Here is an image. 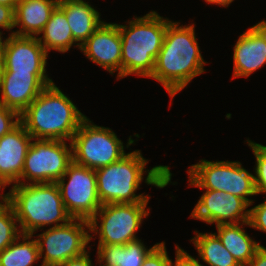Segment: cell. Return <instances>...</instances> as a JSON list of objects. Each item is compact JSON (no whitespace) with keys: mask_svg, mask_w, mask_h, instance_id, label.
Instances as JSON below:
<instances>
[{"mask_svg":"<svg viewBox=\"0 0 266 266\" xmlns=\"http://www.w3.org/2000/svg\"><path fill=\"white\" fill-rule=\"evenodd\" d=\"M149 160L142 156L141 150L124 155L119 161L95 170L97 194L102 205L111 203L149 202L150 195L136 194L143 182L157 188L172 183L169 166L158 165L145 169ZM147 171V172H146Z\"/></svg>","mask_w":266,"mask_h":266,"instance_id":"2","label":"cell"},{"mask_svg":"<svg viewBox=\"0 0 266 266\" xmlns=\"http://www.w3.org/2000/svg\"><path fill=\"white\" fill-rule=\"evenodd\" d=\"M175 251V260L174 266H204L200 263V259H196L193 256L189 255L187 251L181 249L178 245H176Z\"/></svg>","mask_w":266,"mask_h":266,"instance_id":"30","label":"cell"},{"mask_svg":"<svg viewBox=\"0 0 266 266\" xmlns=\"http://www.w3.org/2000/svg\"><path fill=\"white\" fill-rule=\"evenodd\" d=\"M246 142L252 149L256 160V166L254 168L256 192L257 194H266V146L249 139H247Z\"/></svg>","mask_w":266,"mask_h":266,"instance_id":"26","label":"cell"},{"mask_svg":"<svg viewBox=\"0 0 266 266\" xmlns=\"http://www.w3.org/2000/svg\"><path fill=\"white\" fill-rule=\"evenodd\" d=\"M0 188H6V187L0 182Z\"/></svg>","mask_w":266,"mask_h":266,"instance_id":"39","label":"cell"},{"mask_svg":"<svg viewBox=\"0 0 266 266\" xmlns=\"http://www.w3.org/2000/svg\"><path fill=\"white\" fill-rule=\"evenodd\" d=\"M171 21L156 11H150L144 16H134L133 20L126 21L128 25L118 24L122 45L121 78L133 74L151 77L167 25Z\"/></svg>","mask_w":266,"mask_h":266,"instance_id":"5","label":"cell"},{"mask_svg":"<svg viewBox=\"0 0 266 266\" xmlns=\"http://www.w3.org/2000/svg\"><path fill=\"white\" fill-rule=\"evenodd\" d=\"M5 188H0V191H4ZM0 209H2L7 204V193L0 194Z\"/></svg>","mask_w":266,"mask_h":266,"instance_id":"36","label":"cell"},{"mask_svg":"<svg viewBox=\"0 0 266 266\" xmlns=\"http://www.w3.org/2000/svg\"><path fill=\"white\" fill-rule=\"evenodd\" d=\"M7 203L14 210L21 234L34 235L43 227L65 225L73 219L56 182L14 184L7 193Z\"/></svg>","mask_w":266,"mask_h":266,"instance_id":"4","label":"cell"},{"mask_svg":"<svg viewBox=\"0 0 266 266\" xmlns=\"http://www.w3.org/2000/svg\"><path fill=\"white\" fill-rule=\"evenodd\" d=\"M90 224L84 219H72L67 224L51 227L36 235L42 266H59L80 256L90 247ZM89 244V245H88Z\"/></svg>","mask_w":266,"mask_h":266,"instance_id":"10","label":"cell"},{"mask_svg":"<svg viewBox=\"0 0 266 266\" xmlns=\"http://www.w3.org/2000/svg\"><path fill=\"white\" fill-rule=\"evenodd\" d=\"M57 5V0H20L14 10V28L20 29L13 34L38 37Z\"/></svg>","mask_w":266,"mask_h":266,"instance_id":"18","label":"cell"},{"mask_svg":"<svg viewBox=\"0 0 266 266\" xmlns=\"http://www.w3.org/2000/svg\"><path fill=\"white\" fill-rule=\"evenodd\" d=\"M233 77H249L266 65V21L241 34L233 48Z\"/></svg>","mask_w":266,"mask_h":266,"instance_id":"16","label":"cell"},{"mask_svg":"<svg viewBox=\"0 0 266 266\" xmlns=\"http://www.w3.org/2000/svg\"><path fill=\"white\" fill-rule=\"evenodd\" d=\"M59 266H94L90 259L89 250L84 254L71 258Z\"/></svg>","mask_w":266,"mask_h":266,"instance_id":"32","label":"cell"},{"mask_svg":"<svg viewBox=\"0 0 266 266\" xmlns=\"http://www.w3.org/2000/svg\"><path fill=\"white\" fill-rule=\"evenodd\" d=\"M249 209V225L250 227L262 232H266V199Z\"/></svg>","mask_w":266,"mask_h":266,"instance_id":"29","label":"cell"},{"mask_svg":"<svg viewBox=\"0 0 266 266\" xmlns=\"http://www.w3.org/2000/svg\"><path fill=\"white\" fill-rule=\"evenodd\" d=\"M0 28L6 29L13 35L12 29L14 28V9L0 4Z\"/></svg>","mask_w":266,"mask_h":266,"instance_id":"31","label":"cell"},{"mask_svg":"<svg viewBox=\"0 0 266 266\" xmlns=\"http://www.w3.org/2000/svg\"><path fill=\"white\" fill-rule=\"evenodd\" d=\"M189 187L222 190L241 197L250 206V196L257 195L254 174L248 172L239 161L200 160L187 170Z\"/></svg>","mask_w":266,"mask_h":266,"instance_id":"6","label":"cell"},{"mask_svg":"<svg viewBox=\"0 0 266 266\" xmlns=\"http://www.w3.org/2000/svg\"><path fill=\"white\" fill-rule=\"evenodd\" d=\"M171 21L167 25L162 48L155 59L151 79L159 82L173 97L206 70L195 35V24L179 25Z\"/></svg>","mask_w":266,"mask_h":266,"instance_id":"1","label":"cell"},{"mask_svg":"<svg viewBox=\"0 0 266 266\" xmlns=\"http://www.w3.org/2000/svg\"><path fill=\"white\" fill-rule=\"evenodd\" d=\"M250 205L241 197L220 190H207L194 206L190 217L206 224L248 222Z\"/></svg>","mask_w":266,"mask_h":266,"instance_id":"12","label":"cell"},{"mask_svg":"<svg viewBox=\"0 0 266 266\" xmlns=\"http://www.w3.org/2000/svg\"><path fill=\"white\" fill-rule=\"evenodd\" d=\"M21 235L13 208L7 203L0 209V251H3Z\"/></svg>","mask_w":266,"mask_h":266,"instance_id":"25","label":"cell"},{"mask_svg":"<svg viewBox=\"0 0 266 266\" xmlns=\"http://www.w3.org/2000/svg\"><path fill=\"white\" fill-rule=\"evenodd\" d=\"M32 140L21 123L0 138V182L5 187L20 184L26 154Z\"/></svg>","mask_w":266,"mask_h":266,"instance_id":"17","label":"cell"},{"mask_svg":"<svg viewBox=\"0 0 266 266\" xmlns=\"http://www.w3.org/2000/svg\"><path fill=\"white\" fill-rule=\"evenodd\" d=\"M20 0H0L1 5H6L15 10Z\"/></svg>","mask_w":266,"mask_h":266,"instance_id":"35","label":"cell"},{"mask_svg":"<svg viewBox=\"0 0 266 266\" xmlns=\"http://www.w3.org/2000/svg\"><path fill=\"white\" fill-rule=\"evenodd\" d=\"M71 144L73 162L94 170L119 161L127 154L112 129L98 126L88 117L80 124Z\"/></svg>","mask_w":266,"mask_h":266,"instance_id":"8","label":"cell"},{"mask_svg":"<svg viewBox=\"0 0 266 266\" xmlns=\"http://www.w3.org/2000/svg\"><path fill=\"white\" fill-rule=\"evenodd\" d=\"M20 123V115L6 106L0 105V138Z\"/></svg>","mask_w":266,"mask_h":266,"instance_id":"28","label":"cell"},{"mask_svg":"<svg viewBox=\"0 0 266 266\" xmlns=\"http://www.w3.org/2000/svg\"><path fill=\"white\" fill-rule=\"evenodd\" d=\"M56 183L66 211L72 218L90 221L101 208L94 169L72 162Z\"/></svg>","mask_w":266,"mask_h":266,"instance_id":"11","label":"cell"},{"mask_svg":"<svg viewBox=\"0 0 266 266\" xmlns=\"http://www.w3.org/2000/svg\"><path fill=\"white\" fill-rule=\"evenodd\" d=\"M148 203L102 205L89 221L90 233H92L90 240L94 239L93 234L99 236L98 244L126 245L138 240L136 233L144 218L150 214V208L147 209Z\"/></svg>","mask_w":266,"mask_h":266,"instance_id":"7","label":"cell"},{"mask_svg":"<svg viewBox=\"0 0 266 266\" xmlns=\"http://www.w3.org/2000/svg\"><path fill=\"white\" fill-rule=\"evenodd\" d=\"M234 0H205L207 4H216L221 7H228Z\"/></svg>","mask_w":266,"mask_h":266,"instance_id":"34","label":"cell"},{"mask_svg":"<svg viewBox=\"0 0 266 266\" xmlns=\"http://www.w3.org/2000/svg\"><path fill=\"white\" fill-rule=\"evenodd\" d=\"M53 83L47 73H15L3 71L0 77V105L19 115L47 86Z\"/></svg>","mask_w":266,"mask_h":266,"instance_id":"13","label":"cell"},{"mask_svg":"<svg viewBox=\"0 0 266 266\" xmlns=\"http://www.w3.org/2000/svg\"><path fill=\"white\" fill-rule=\"evenodd\" d=\"M73 162L72 144L63 140L33 139L25 158L20 184L57 182Z\"/></svg>","mask_w":266,"mask_h":266,"instance_id":"9","label":"cell"},{"mask_svg":"<svg viewBox=\"0 0 266 266\" xmlns=\"http://www.w3.org/2000/svg\"><path fill=\"white\" fill-rule=\"evenodd\" d=\"M245 225L250 226L249 222L219 224L216 225L217 232L214 233L241 266H247L262 246L245 232Z\"/></svg>","mask_w":266,"mask_h":266,"instance_id":"20","label":"cell"},{"mask_svg":"<svg viewBox=\"0 0 266 266\" xmlns=\"http://www.w3.org/2000/svg\"><path fill=\"white\" fill-rule=\"evenodd\" d=\"M3 71L46 73L48 53L37 37L9 35L4 40Z\"/></svg>","mask_w":266,"mask_h":266,"instance_id":"15","label":"cell"},{"mask_svg":"<svg viewBox=\"0 0 266 266\" xmlns=\"http://www.w3.org/2000/svg\"><path fill=\"white\" fill-rule=\"evenodd\" d=\"M3 70H4V60H3L2 50H0V77L3 74Z\"/></svg>","mask_w":266,"mask_h":266,"instance_id":"37","label":"cell"},{"mask_svg":"<svg viewBox=\"0 0 266 266\" xmlns=\"http://www.w3.org/2000/svg\"><path fill=\"white\" fill-rule=\"evenodd\" d=\"M33 237L32 234H21L12 244L0 251V266L35 265L40 255L37 240L32 239Z\"/></svg>","mask_w":266,"mask_h":266,"instance_id":"24","label":"cell"},{"mask_svg":"<svg viewBox=\"0 0 266 266\" xmlns=\"http://www.w3.org/2000/svg\"><path fill=\"white\" fill-rule=\"evenodd\" d=\"M86 117L53 82L20 114V123L33 139L71 142Z\"/></svg>","mask_w":266,"mask_h":266,"instance_id":"3","label":"cell"},{"mask_svg":"<svg viewBox=\"0 0 266 266\" xmlns=\"http://www.w3.org/2000/svg\"><path fill=\"white\" fill-rule=\"evenodd\" d=\"M2 34H3L2 31H0V50L3 49V44H4V41L3 40H5V37L3 39Z\"/></svg>","mask_w":266,"mask_h":266,"instance_id":"38","label":"cell"},{"mask_svg":"<svg viewBox=\"0 0 266 266\" xmlns=\"http://www.w3.org/2000/svg\"><path fill=\"white\" fill-rule=\"evenodd\" d=\"M142 266H174L167 253L165 242L158 243L145 257Z\"/></svg>","mask_w":266,"mask_h":266,"instance_id":"27","label":"cell"},{"mask_svg":"<svg viewBox=\"0 0 266 266\" xmlns=\"http://www.w3.org/2000/svg\"><path fill=\"white\" fill-rule=\"evenodd\" d=\"M190 241L194 244L198 257L208 266H241L212 232L195 231V236Z\"/></svg>","mask_w":266,"mask_h":266,"instance_id":"23","label":"cell"},{"mask_svg":"<svg viewBox=\"0 0 266 266\" xmlns=\"http://www.w3.org/2000/svg\"><path fill=\"white\" fill-rule=\"evenodd\" d=\"M58 6L64 11L73 39L79 46L104 22L100 13L84 0H64Z\"/></svg>","mask_w":266,"mask_h":266,"instance_id":"19","label":"cell"},{"mask_svg":"<svg viewBox=\"0 0 266 266\" xmlns=\"http://www.w3.org/2000/svg\"><path fill=\"white\" fill-rule=\"evenodd\" d=\"M40 34L42 36L37 37V39L47 53L50 50L66 53L72 46L80 50V46L73 39L66 15L58 5L52 11L48 22Z\"/></svg>","mask_w":266,"mask_h":266,"instance_id":"22","label":"cell"},{"mask_svg":"<svg viewBox=\"0 0 266 266\" xmlns=\"http://www.w3.org/2000/svg\"><path fill=\"white\" fill-rule=\"evenodd\" d=\"M80 51L110 74L117 71V79H121L122 45L117 23L103 22L80 46Z\"/></svg>","mask_w":266,"mask_h":266,"instance_id":"14","label":"cell"},{"mask_svg":"<svg viewBox=\"0 0 266 266\" xmlns=\"http://www.w3.org/2000/svg\"><path fill=\"white\" fill-rule=\"evenodd\" d=\"M247 266H266V247L261 246Z\"/></svg>","mask_w":266,"mask_h":266,"instance_id":"33","label":"cell"},{"mask_svg":"<svg viewBox=\"0 0 266 266\" xmlns=\"http://www.w3.org/2000/svg\"><path fill=\"white\" fill-rule=\"evenodd\" d=\"M157 244L149 249L141 239L126 245L98 244L97 261L104 266H142L147 254Z\"/></svg>","mask_w":266,"mask_h":266,"instance_id":"21","label":"cell"}]
</instances>
